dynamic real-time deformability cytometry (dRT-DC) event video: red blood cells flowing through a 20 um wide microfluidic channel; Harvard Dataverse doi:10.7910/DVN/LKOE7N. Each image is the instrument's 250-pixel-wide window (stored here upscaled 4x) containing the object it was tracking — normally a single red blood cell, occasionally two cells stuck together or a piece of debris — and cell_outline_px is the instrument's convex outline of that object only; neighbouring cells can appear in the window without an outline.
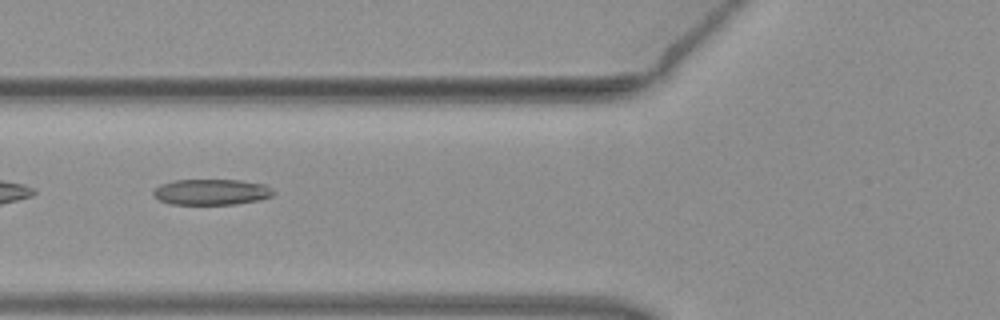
{"species": "common noctule bat (a hibernating species)", "species_latin": "Nyctalus noctula", "temperature_condition": "warm", "stored_images_in_passage": 5, "camera_frame_rate_fps": 3000, "um_per_image_px": 0.085, "animal": {"sex": "female", "body_mass_g": 19.3, "forearm_length_mm": 54.1}, "frame": {"image": 1, "passage_image": 5, "time_ms": 1.333, "image_size_px": [1000, 320], "cell_outline_px": [[276, 192], [272, 196], [260, 200], [236, 204], [168, 204], [160, 200], [152, 192], [160, 184], [172, 180], [240, 180], [264, 184], [272, 188]], "centroid_in_image_um": [18.0, 16.32], "position_along_channel_um": 107.8, "area_um2": 18.15}}